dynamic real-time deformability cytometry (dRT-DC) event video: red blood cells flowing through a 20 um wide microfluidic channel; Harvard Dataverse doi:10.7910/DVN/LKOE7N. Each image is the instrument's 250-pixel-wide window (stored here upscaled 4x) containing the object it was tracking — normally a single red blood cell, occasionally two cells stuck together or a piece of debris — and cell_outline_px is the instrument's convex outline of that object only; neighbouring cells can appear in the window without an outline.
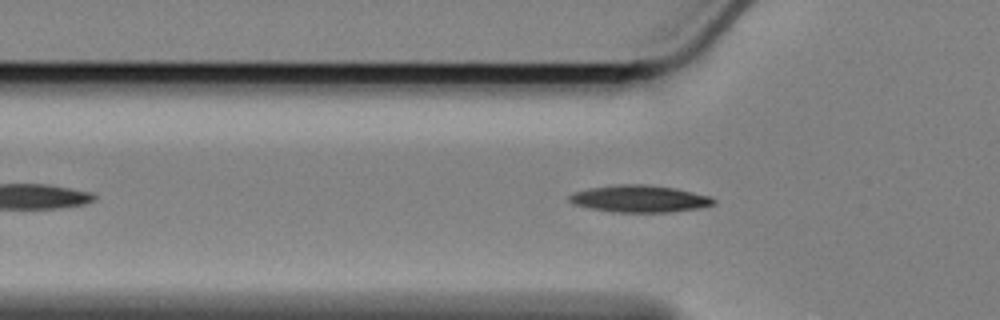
{"species": "Egyptian fruit bat (a non-hibernating species)", "species_latin": "Rousettus aegyptiacus", "temperature_condition": "cold", "stored_images_in_passage": 49, "camera_frame_rate_fps": 3000, "um_per_image_px": 0.085, "animal": {"sex": "female"}, "frame": {"image": 1, "passage_image": 12, "time_ms": 3.667, "image_size_px": [1000, 320], "cell_outline_px": [[716, 204], [700, 208], [672, 212], [612, 212], [588, 208], [572, 204], [568, 200], [568, 196], [576, 192], [588, 188], [620, 184], [648, 184], [676, 188], [712, 196], [716, 200]], "centroid_in_image_um": [54.4, 16.89], "position_along_channel_um": 71.4, "area_um2": 23.06}}
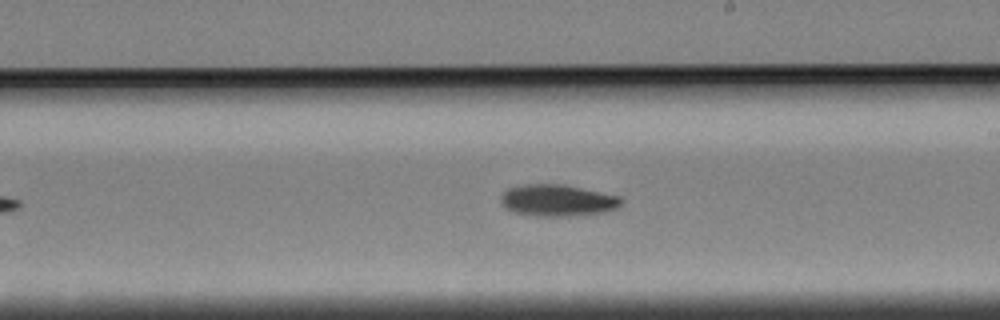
{"frame": {"image": 2, "passage_image": 27, "time_ms": 8.667, "image_size_px": [1000, 320], "cell_outline_px": [[624, 200], [616, 208], [604, 212], [576, 216], [536, 216], [516, 212], [504, 208], [500, 200], [500, 196], [508, 188], [520, 184], [564, 184], [620, 196]], "centroid_in_image_um": [47.38, 17.03], "position_along_channel_um": 241.6, "area_um2": 22.43}}
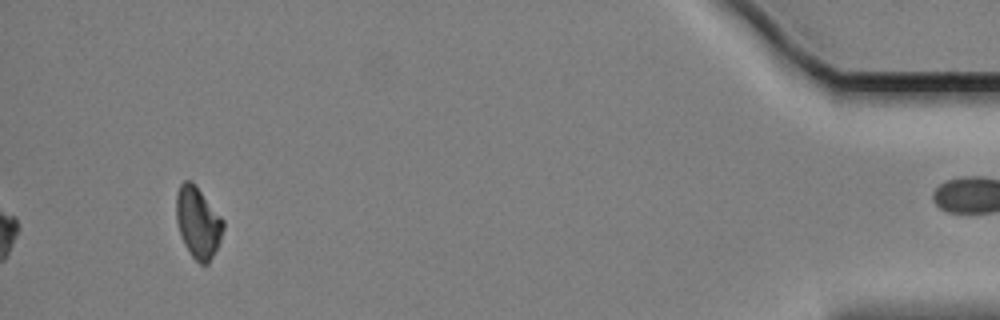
{"frame": {"image": 3, "passage_image": 49, "time_ms": 16.0, "image_size_px": [1000, 320], "cell_outline_px": [[224, 228], [220, 240], [208, 264], [200, 264], [192, 256], [184, 244], [176, 220], [176, 192], [180, 184], [184, 180], [192, 180], [196, 184], [224, 220]], "centroid_in_image_um": [16.82, 18.86], "position_along_channel_um": 418.4, "area_um2": 19.54}, "authors_computed_cell_mechanics": {"area_um2": 21.0392, "velocity_mm_per_s": 3.3875, "shape_relaxation_time_tau1_ms": 5.4433, "shape_relaxation_time_tau2_ms": null, "deformation_change_tau1": 0.1187, "deformation_change_tau2": null}}